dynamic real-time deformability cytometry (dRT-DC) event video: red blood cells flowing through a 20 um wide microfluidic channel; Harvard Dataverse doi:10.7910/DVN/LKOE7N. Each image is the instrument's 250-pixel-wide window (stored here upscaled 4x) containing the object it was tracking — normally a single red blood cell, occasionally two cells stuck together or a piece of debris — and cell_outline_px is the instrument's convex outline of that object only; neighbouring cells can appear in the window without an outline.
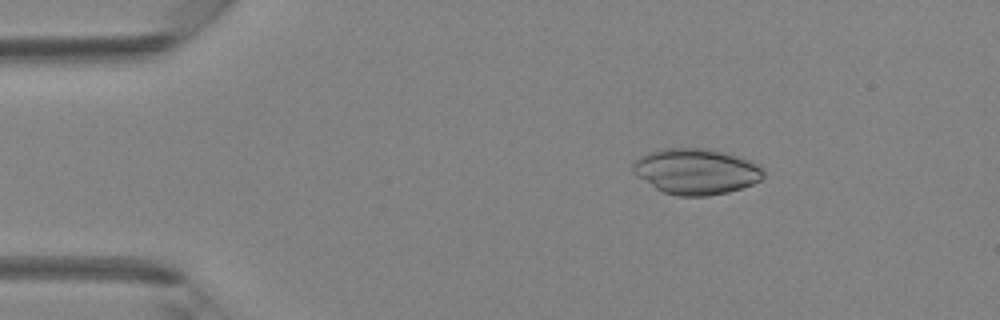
{"species": "Egyptian fruit bat (a non-hibernating species)", "species_latin": "Rousettus aegyptiacus", "temperature_condition": "room temperature", "stored_images_in_passage": 42, "camera_frame_rate_fps": 3000, "um_per_image_px": 0.085, "animal": {"sex": "female"}, "frame": {"image": 1, "passage_image": 7, "time_ms": 2.0, "image_size_px": [1000, 320], "cell_outline_px": [[764, 176], [760, 180], [752, 184], [728, 192], [708, 196], [676, 196], [664, 192], [656, 188], [632, 172], [632, 160], [648, 152], [664, 148], [708, 148], [728, 152], [752, 160], [764, 168]], "centroid_in_image_um": [59.18, 14.55], "position_along_channel_um": 25.8, "area_um2": 35.26}}
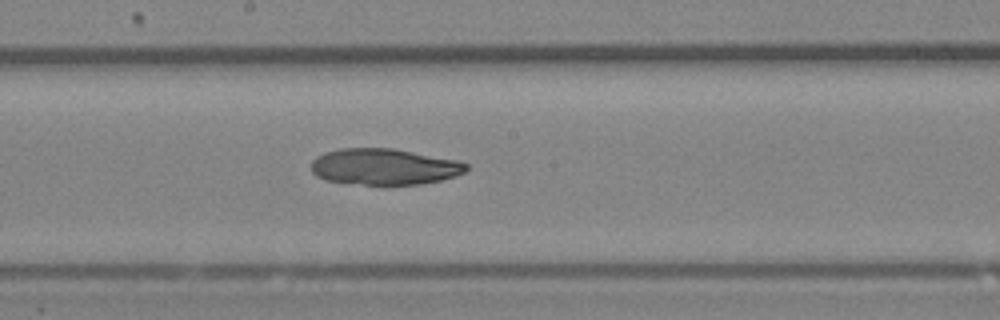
{"frame": {"image": 2, "passage_image": 23, "time_ms": 7.333, "image_size_px": [1000, 320], "cell_outline_px": [[468, 168], [464, 172], [456, 176], [440, 180], [420, 184], [364, 184], [324, 180], [316, 176], [312, 172], [312, 160], [316, 156], [324, 152], [340, 148], [392, 148], [460, 160], [468, 164]], "centroid_in_image_um": [32.66, 14.15], "position_along_channel_um": 215.5, "area_um2": 32.77}}
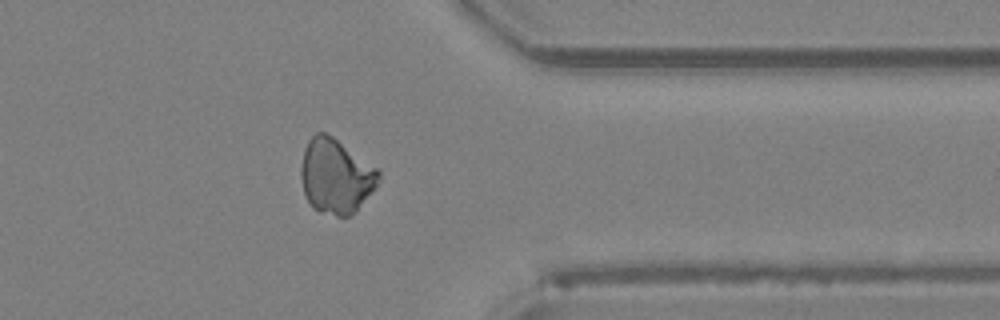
{"frame": {"image": 3, "passage_image": 34, "time_ms": 11.0, "image_size_px": [1000, 320], "cell_outline_px": [[380, 180], [356, 212], [348, 216], [336, 216], [320, 212], [312, 208], [304, 192], [300, 176], [300, 168], [304, 148], [308, 140], [316, 132], [324, 132], [332, 136], [376, 168], [380, 172]], "centroid_in_image_um": [28.52, 14.98], "position_along_channel_um": 382.9, "area_um2": 33.64}}